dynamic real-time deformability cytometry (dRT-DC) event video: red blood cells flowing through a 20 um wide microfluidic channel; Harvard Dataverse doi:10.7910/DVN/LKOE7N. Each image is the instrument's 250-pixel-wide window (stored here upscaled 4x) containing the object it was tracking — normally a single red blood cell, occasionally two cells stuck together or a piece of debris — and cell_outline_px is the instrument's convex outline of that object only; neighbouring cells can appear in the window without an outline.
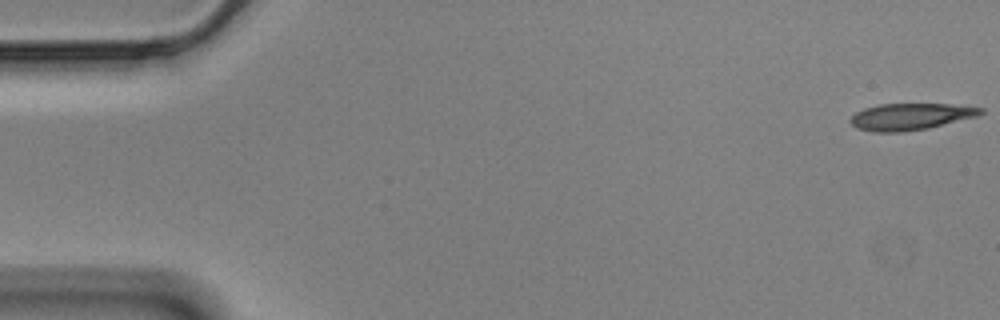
{"species": "Egyptian fruit bat (a non-hibernating species)", "species_latin": "Rousettus aegyptiacus", "temperature_condition": "cold", "stored_images_in_passage": 57, "camera_frame_rate_fps": 3000, "um_per_image_px": 0.085, "animal": {"sex": "male"}, "frame": {"image": 1, "passage_image": 1, "time_ms": 0.0, "image_size_px": [1000, 320], "cell_outline_px": [[984, 112], [980, 116], [928, 128], [904, 132], [872, 132], [856, 128], [848, 120], [856, 112], [864, 108], [880, 104], [948, 104], [984, 108]], "centroid_in_image_um": [77.4, 9.92], "position_along_channel_um": 7.6, "area_um2": 20.4}}
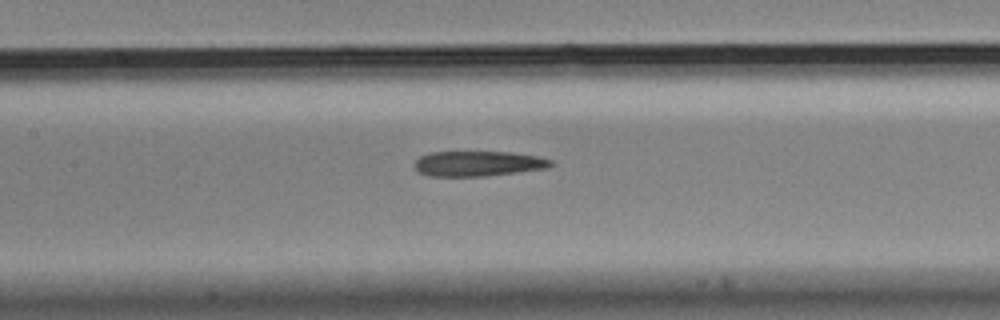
{"frame": {"image": 2, "passage_image": 26, "time_ms": 8.333, "image_size_px": [1000, 320], "cell_outline_px": [[556, 164], [548, 168], [484, 176], [428, 176], [420, 172], [412, 164], [420, 156], [432, 152], [512, 152], [536, 156], [552, 160]], "centroid_in_image_um": [40.65, 13.9], "position_along_channel_um": 166.7, "area_um2": 20.0}}
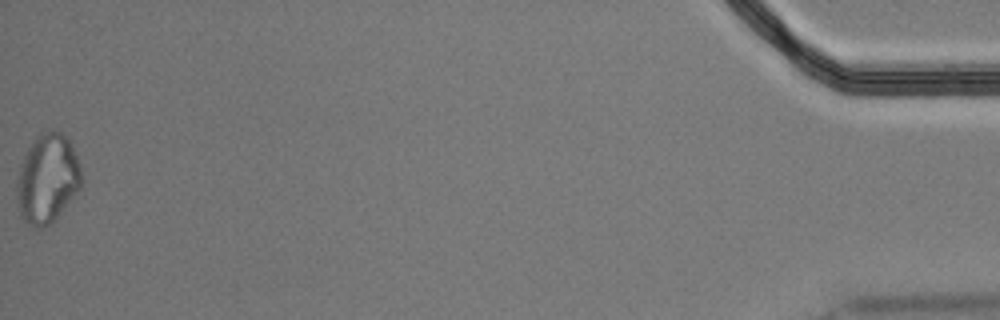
{"frame": {"image": 3, "passage_image": 57, "time_ms": 18.667, "image_size_px": [1000, 320], "cell_outline_px": [[80, 188], [56, 220], [40, 228], [36, 228], [28, 224], [20, 216], [16, 196], [16, 180], [24, 156], [28, 148], [36, 136], [40, 132], [48, 128], [60, 132], [72, 144], [80, 164]], "centroid_in_image_um": [4.01, 15.18], "position_along_channel_um": 431.2, "area_um2": 33.76}}